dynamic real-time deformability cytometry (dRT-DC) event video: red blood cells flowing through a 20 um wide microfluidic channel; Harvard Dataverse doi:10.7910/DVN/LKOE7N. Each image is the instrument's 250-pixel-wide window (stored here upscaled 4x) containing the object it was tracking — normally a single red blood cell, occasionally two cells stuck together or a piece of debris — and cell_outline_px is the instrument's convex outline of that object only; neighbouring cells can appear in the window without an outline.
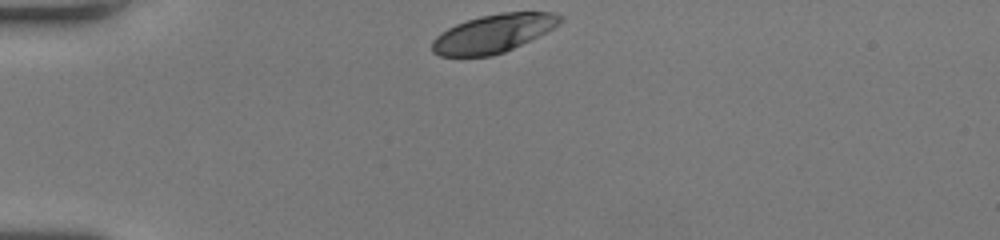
{"species": "human", "species_latin": "Homo sapiens", "temperature_condition": "room temperature", "stored_images_in_passage": 32, "camera_frame_rate_fps": 3000, "um_per_image_px": 0.085, "donor": {"sex": "female"}, "frame": {"image": 1, "passage_image": 1, "time_ms": 0.0, "image_size_px": [1000, 240], "cell_outline_px": [[564, 20], [552, 28], [504, 52], [492, 56], [440, 56], [432, 52], [432, 40], [440, 32], [456, 24], [480, 16], [500, 12], [552, 12], [564, 16]], "centroid_in_image_um": [41.9, 2.83], "position_along_channel_um": 43.1, "area_um2": 28.26}}
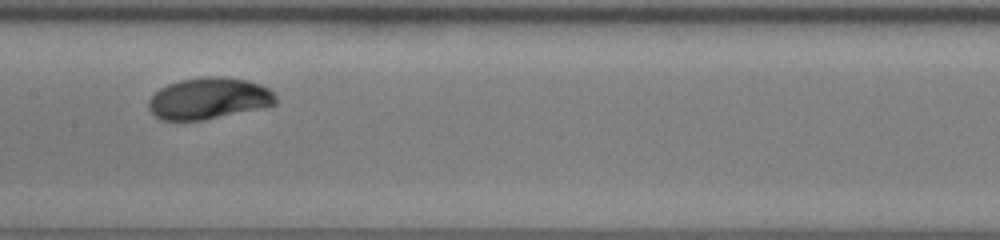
{"frame": {"image": 2, "passage_image": 15, "time_ms": 4.667, "image_size_px": [1000, 240], "cell_outline_px": [[276, 104], [268, 108], [204, 120], [160, 120], [148, 108], [148, 100], [160, 88], [168, 84], [180, 80], [200, 76], [220, 76], [248, 80], [260, 84], [268, 88], [276, 96]], "centroid_in_image_um": [17.79, 8.37], "position_along_channel_um": 189.6, "area_um2": 31.21}}
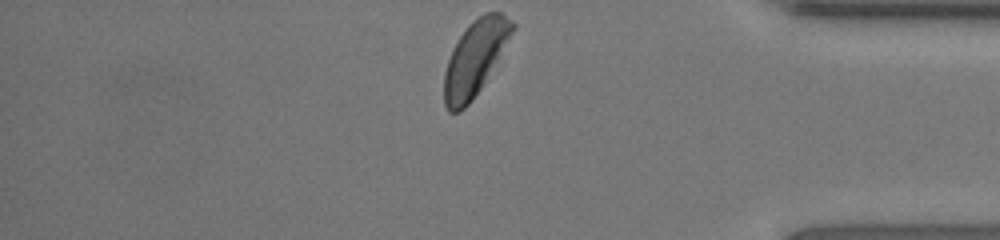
{"frame": {"image": 3, "passage_image": 32, "time_ms": 10.333, "image_size_px": [1000, 240], "cell_outline_px": [[516, 28], [480, 88], [472, 100], [460, 112], [448, 112], [444, 104], [444, 72], [452, 48], [468, 24], [472, 20], [484, 12], [504, 12], [516, 24]], "centroid_in_image_um": [40.37, 4.9], "position_along_channel_um": 394.8, "area_um2": 29.59}, "authors_computed_cell_mechanics": {"area_um2": 30.1716, "velocity_mm_per_s": 3.9859, "shape_relaxation_time_tau1_ms": 2.5687, "shape_relaxation_time_tau2_ms": null, "deformation_change_tau1": 0.1269, "deformation_change_tau2": null}}